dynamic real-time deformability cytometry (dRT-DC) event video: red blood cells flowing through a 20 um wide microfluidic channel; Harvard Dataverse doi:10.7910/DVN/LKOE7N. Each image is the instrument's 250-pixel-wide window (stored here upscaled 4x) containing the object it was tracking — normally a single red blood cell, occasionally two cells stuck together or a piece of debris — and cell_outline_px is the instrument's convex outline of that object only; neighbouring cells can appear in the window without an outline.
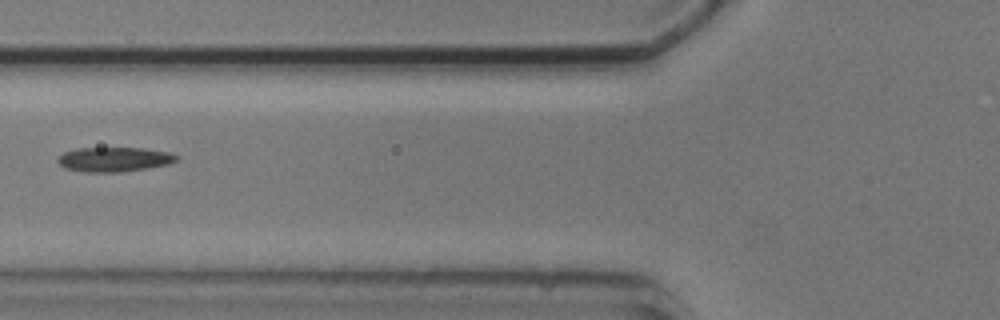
{"species": "common noctule bat (a hibernating species)", "species_latin": "Nyctalus noctula", "temperature_condition": "cold", "stored_images_in_passage": 5, "camera_frame_rate_fps": 3000, "um_per_image_px": 0.085, "animal": {"sex": "male", "body_mass_g": 20.5, "forearm_length_mm": 52.5}, "frame": {"image": 1, "passage_image": 4, "time_ms": 3.667, "image_size_px": [1000, 320], "cell_outline_px": [[180, 160], [168, 164], [148, 168], [120, 172], [84, 172], [64, 168], [56, 160], [64, 152], [76, 148], [144, 148], [168, 152], [180, 156]], "centroid_in_image_um": [9.73, 13.55], "position_along_channel_um": 116.1, "area_um2": 17.11}}